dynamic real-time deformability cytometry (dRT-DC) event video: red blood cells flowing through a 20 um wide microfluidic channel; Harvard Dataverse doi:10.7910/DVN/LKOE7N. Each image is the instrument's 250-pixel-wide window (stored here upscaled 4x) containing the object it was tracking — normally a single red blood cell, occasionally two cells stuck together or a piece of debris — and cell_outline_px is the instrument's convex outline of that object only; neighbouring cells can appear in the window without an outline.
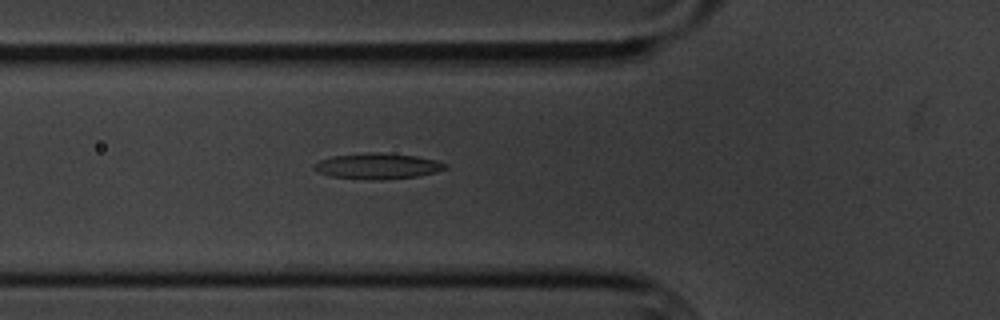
{"species": "common noctule bat (a hibernating species)", "species_latin": "Nyctalus noctula", "temperature_condition": "cold", "stored_images_in_passage": 6, "camera_frame_rate_fps": 3000, "um_per_image_px": 0.085, "animal": {"sex": "male", "body_mass_g": 20.1, "forearm_length_mm": 53.5}, "frame": {"image": 1, "passage_image": 6, "time_ms": 5.667, "image_size_px": [1000, 320], "cell_outline_px": [[448, 168], [436, 172], [416, 176], [380, 180], [368, 180], [332, 176], [320, 172], [312, 168], [312, 164], [320, 160], [332, 156], [368, 152], [380, 152], [416, 156], [436, 160], [448, 164]], "centroid_in_image_um": [32.1, 14.11], "position_along_channel_um": 93.7, "area_um2": 19.77}}